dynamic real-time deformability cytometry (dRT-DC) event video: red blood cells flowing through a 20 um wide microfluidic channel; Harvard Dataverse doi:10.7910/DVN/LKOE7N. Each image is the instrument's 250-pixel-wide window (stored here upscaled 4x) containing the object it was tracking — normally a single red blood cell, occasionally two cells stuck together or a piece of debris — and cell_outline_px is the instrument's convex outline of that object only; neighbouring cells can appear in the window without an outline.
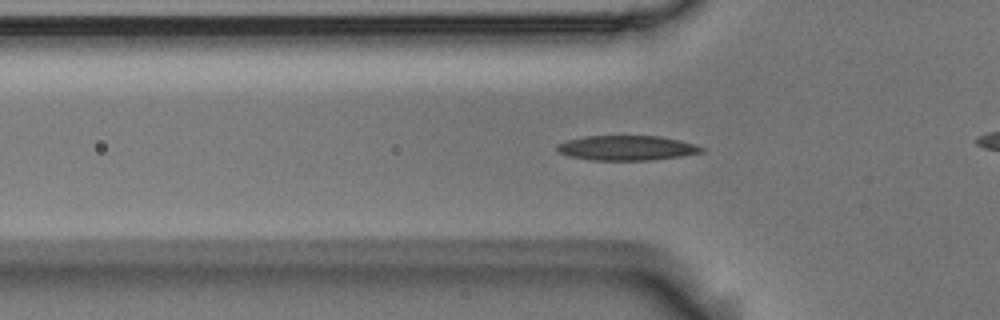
{"species": "Egyptian fruit bat (a non-hibernating species)", "species_latin": "Rousettus aegyptiacus", "temperature_condition": "room temperature", "stored_images_in_passage": 31, "camera_frame_rate_fps": 3000, "um_per_image_px": 0.085, "animal": {"sex": "male"}, "frame": {"image": 1, "passage_image": 4, "time_ms": 1.0, "image_size_px": [1000, 320], "cell_outline_px": [[704, 152], [680, 156], [652, 160], [592, 160], [568, 156], [560, 152], [556, 148], [556, 144], [568, 140], [584, 136], [660, 136], [680, 140], [704, 148]], "centroid_in_image_um": [53.26, 12.57], "position_along_channel_um": 72.5, "area_um2": 20.81}}
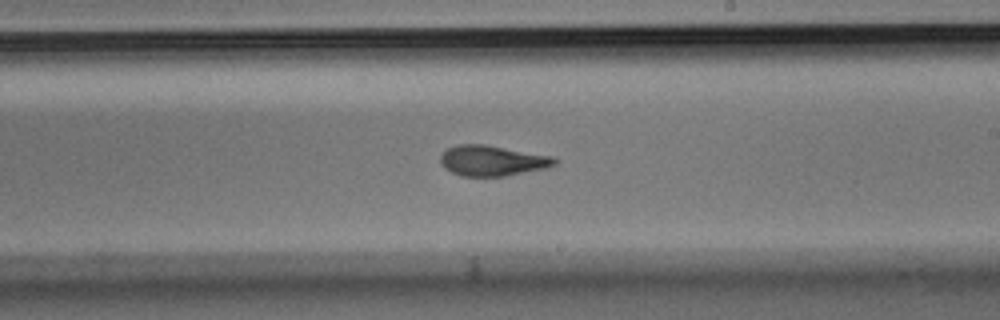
{"frame": {"image": 2, "passage_image": 18, "time_ms": 5.667, "image_size_px": [1000, 320], "cell_outline_px": [[556, 164], [544, 168], [504, 176], [460, 176], [444, 168], [440, 160], [440, 156], [448, 148], [456, 144], [484, 144], [556, 156]], "centroid_in_image_um": [41.84, 13.64], "position_along_channel_um": 247.2, "area_um2": 20.29}}
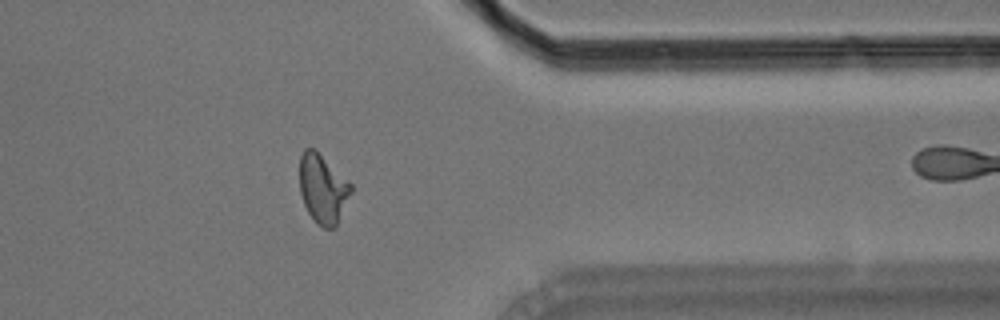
{"frame": {"image": 3, "passage_image": 30, "time_ms": 9.667, "image_size_px": [1000, 320], "cell_outline_px": [[352, 192], [336, 224], [332, 228], [324, 228], [316, 224], [308, 212], [304, 204], [300, 192], [300, 156], [304, 148], [316, 148], [352, 184]], "centroid_in_image_um": [27.43, 16.0], "position_along_channel_um": 384.0, "area_um2": 20.75}}